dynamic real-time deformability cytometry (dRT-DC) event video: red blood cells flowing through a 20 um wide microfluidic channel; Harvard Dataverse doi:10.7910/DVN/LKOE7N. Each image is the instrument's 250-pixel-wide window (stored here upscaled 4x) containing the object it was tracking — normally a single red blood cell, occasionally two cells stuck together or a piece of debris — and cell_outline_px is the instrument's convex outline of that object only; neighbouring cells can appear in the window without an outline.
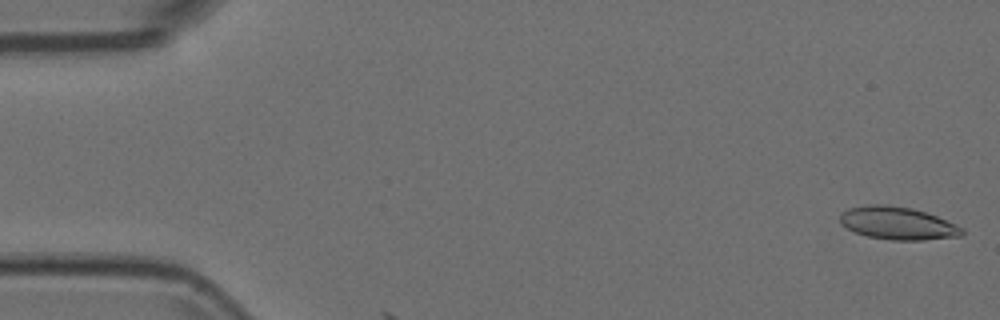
{"species": "Egyptian fruit bat (a non-hibernating species)", "species_latin": "Rousettus aegyptiacus", "temperature_condition": "room temperature", "stored_images_in_passage": 3, "camera_frame_rate_fps": 3000, "um_per_image_px": 0.085, "animal": {"sex": "female"}, "frame": {"image": 1, "passage_image": 1, "time_ms": 0.0, "image_size_px": [1000, 320], "cell_outline_px": [[964, 232], [960, 236], [924, 240], [892, 240], [868, 236], [856, 232], [840, 224], [840, 212], [848, 208], [868, 204], [888, 204], [912, 208], [936, 216], [964, 228]], "centroid_in_image_um": [76.27, 18.96], "position_along_channel_um": 8.7, "area_um2": 23.29}}